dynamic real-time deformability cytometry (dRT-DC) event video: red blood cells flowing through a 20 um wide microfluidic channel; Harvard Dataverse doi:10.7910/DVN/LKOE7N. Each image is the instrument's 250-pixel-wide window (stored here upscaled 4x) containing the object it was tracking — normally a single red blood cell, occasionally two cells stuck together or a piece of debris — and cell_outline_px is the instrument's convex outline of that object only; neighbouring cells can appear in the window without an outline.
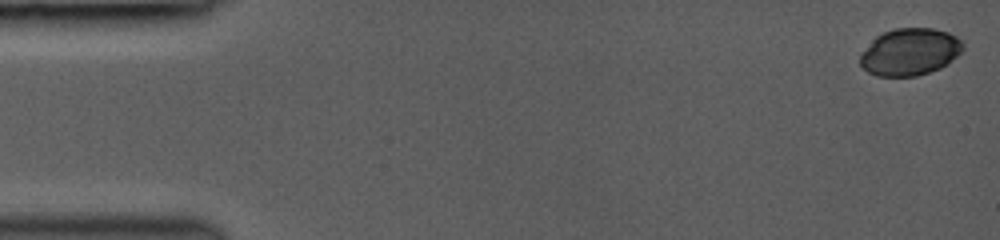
{"species": "common noctule bat (a hibernating species)", "species_latin": "Nyctalus noctula", "temperature_condition": "room temperature", "stored_images_in_passage": 38, "camera_frame_rate_fps": 3000, "um_per_image_px": 0.085, "animal": {"sex": "female", "body_mass_g": 19.0, "forearm_length_mm": 53.3}, "frame": {"image": 1, "passage_image": 1, "time_ms": 0.0, "image_size_px": [1000, 240], "cell_outline_px": [[964, 48], [948, 64], [940, 68], [916, 76], [876, 76], [868, 72], [860, 64], [860, 56], [872, 40], [876, 36], [892, 28], [932, 28], [948, 32], [956, 36], [964, 44]], "centroid_in_image_um": [77.35, 4.4], "position_along_channel_um": 7.7, "area_um2": 28.15}}
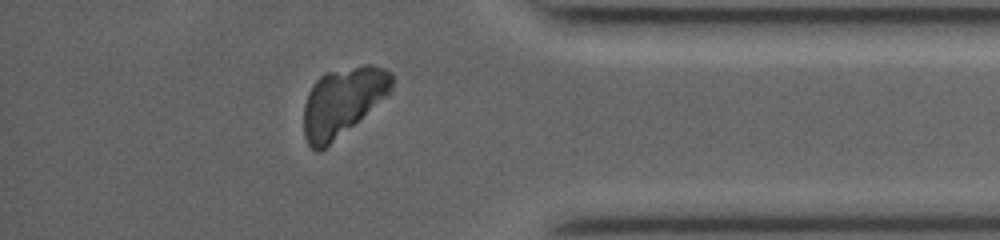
{"frame": {"image": 2, "passage_image": 33, "time_ms": 13.0, "image_size_px": [1000, 240], "cell_outline_px": [[396, 80], [392, 92], [320, 152], [316, 152], [308, 144], [304, 136], [304, 104], [308, 92], [312, 84], [324, 72], [364, 64], [372, 64], [384, 68], [392, 72]], "centroid_in_image_um": [29.15, 8.6], "position_along_channel_um": 406.0, "area_um2": 35.49}}